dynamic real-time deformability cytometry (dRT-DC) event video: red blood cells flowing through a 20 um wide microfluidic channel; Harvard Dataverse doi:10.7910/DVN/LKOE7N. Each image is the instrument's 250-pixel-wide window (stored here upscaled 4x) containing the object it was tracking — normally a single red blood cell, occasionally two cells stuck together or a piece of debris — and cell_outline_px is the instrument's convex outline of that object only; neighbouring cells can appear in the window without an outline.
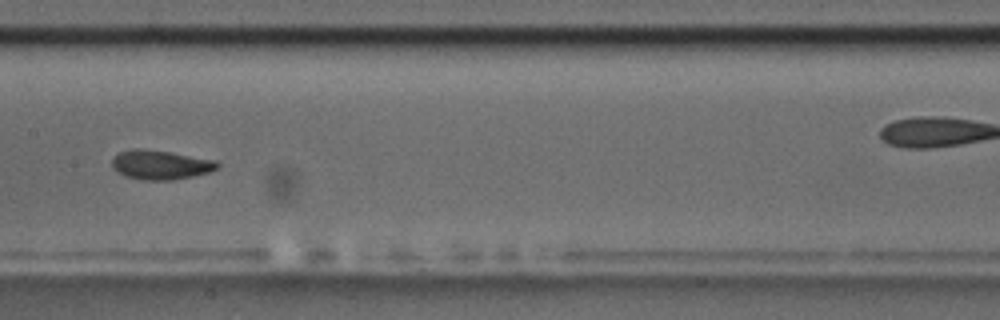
{"species": "common noctule bat (a hibernating species)", "species_latin": "Nyctalus noctula", "temperature_condition": "room temperature", "stored_images_in_passage": 11, "camera_frame_rate_fps": 3000, "um_per_image_px": 0.085, "animal": {"sex": "male", "body_mass_g": 17.5, "forearm_length_mm": 52.3}, "frame": {"image": 1, "passage_image": 8, "time_ms": 8.0, "image_size_px": [1000, 320], "cell_outline_px": [[220, 168], [208, 172], [192, 176], [172, 180], [140, 180], [124, 176], [116, 172], [112, 168], [112, 160], [120, 152], [136, 148], [168, 152], [216, 160], [220, 164]], "centroid_in_image_um": [13.64, 14.02], "position_along_channel_um": 193.8, "area_um2": 17.92}}